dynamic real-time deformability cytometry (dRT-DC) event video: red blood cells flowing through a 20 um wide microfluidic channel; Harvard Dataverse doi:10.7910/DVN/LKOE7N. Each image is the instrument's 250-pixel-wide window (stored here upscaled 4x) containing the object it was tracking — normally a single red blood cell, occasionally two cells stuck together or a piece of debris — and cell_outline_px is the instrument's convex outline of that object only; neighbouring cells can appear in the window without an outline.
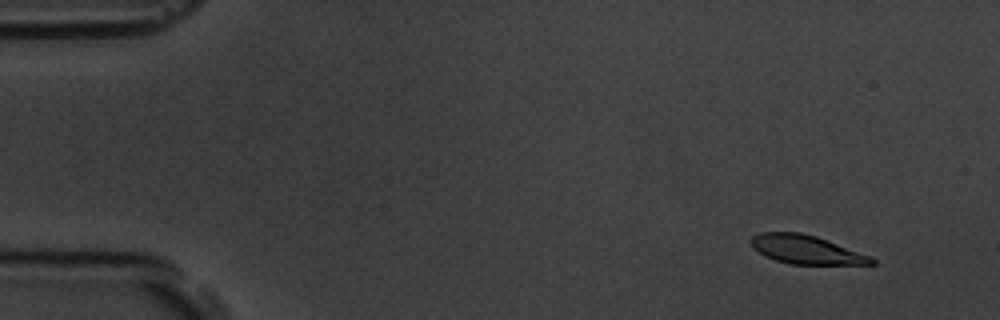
{"species": "common noctule bat (a hibernating species)", "species_latin": "Nyctalus noctula", "temperature_condition": "room temperature", "stored_images_in_passage": 10, "camera_frame_rate_fps": 3000, "um_per_image_px": 0.085, "animal": {"sex": "male", "body_mass_g": 19.5, "forearm_length_mm": 54.6}, "frame": {"image": 1, "passage_image": 1, "time_ms": 0.0, "image_size_px": [1000, 320], "cell_outline_px": [[876, 264], [792, 264], [776, 260], [764, 256], [752, 248], [748, 240], [752, 236], [760, 232], [800, 232], [816, 236], [872, 256], [876, 260]], "centroid_in_image_um": [68.49, 21.21], "position_along_channel_um": 16.5, "area_um2": 20.29}}
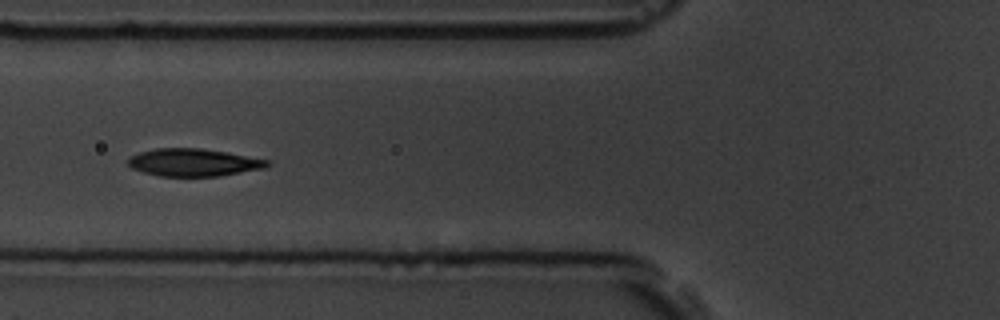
{"frame": {"image": 2, "passage_image": 6, "time_ms": 5.667, "image_size_px": [1000, 320], "cell_outline_px": [[272, 164], [264, 168], [220, 176], [160, 176], [144, 172], [132, 168], [128, 164], [128, 156], [140, 152], [156, 148], [200, 148], [224, 152], [268, 160]], "centroid_in_image_um": [16.42, 13.81], "position_along_channel_um": 109.4, "area_um2": 22.2}}
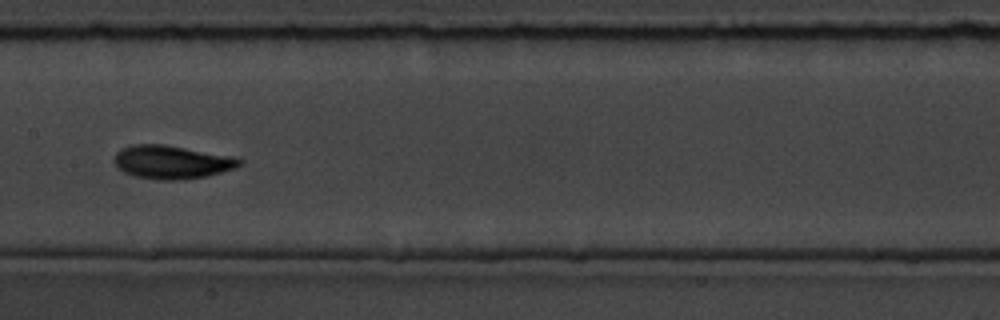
{"frame": {"image": 3, "passage_image": 8, "time_ms": 8.0, "image_size_px": [1000, 320], "cell_outline_px": [[244, 164], [236, 168], [208, 176], [176, 180], [160, 180], [136, 176], [124, 172], [112, 160], [116, 152], [120, 148], [132, 144], [164, 144], [240, 156], [244, 160]], "centroid_in_image_um": [14.69, 13.75], "position_along_channel_um": 192.7, "area_um2": 24.97}}